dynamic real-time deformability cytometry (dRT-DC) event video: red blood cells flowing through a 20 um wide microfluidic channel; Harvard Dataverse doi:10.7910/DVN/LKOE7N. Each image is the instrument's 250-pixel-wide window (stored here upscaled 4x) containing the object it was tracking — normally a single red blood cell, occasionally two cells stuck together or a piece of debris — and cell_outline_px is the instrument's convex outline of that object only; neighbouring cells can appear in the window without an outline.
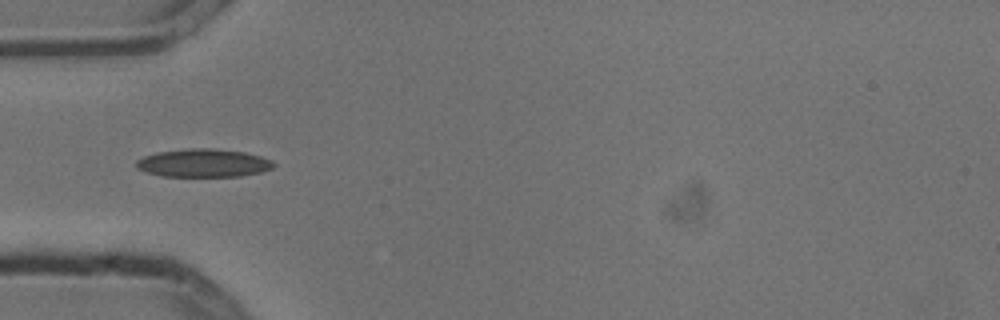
{"species": "common noctule bat (a hibernating species)", "species_latin": "Nyctalus noctula", "temperature_condition": "cold", "stored_images_in_passage": 8, "camera_frame_rate_fps": 3000, "um_per_image_px": 0.085, "animal": {"sex": "male", "body_mass_g": 13.3}, "frame": {"image": 1, "passage_image": 5, "time_ms": 1.333, "image_size_px": [1000, 320], "cell_outline_px": [[276, 164], [272, 168], [260, 172], [240, 176], [160, 176], [144, 172], [136, 168], [136, 160], [144, 156], [156, 152], [188, 148], [212, 148], [244, 152], [260, 156], [272, 160]], "centroid_in_image_um": [17.26, 13.85], "position_along_channel_um": 67.7, "area_um2": 22.66}}
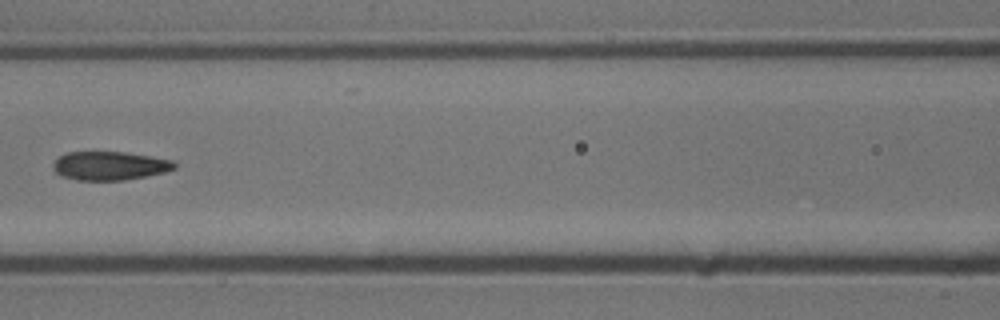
{"frame": {"image": 2, "passage_image": 7, "time_ms": 2.0, "image_size_px": [1000, 320], "cell_outline_px": [[176, 168], [164, 172], [124, 180], [76, 180], [64, 176], [56, 172], [52, 168], [52, 164], [60, 156], [68, 152], [124, 152], [152, 156], [176, 160]], "centroid_in_image_um": [9.36, 14.08], "position_along_channel_um": 157.2, "area_um2": 20.23}}
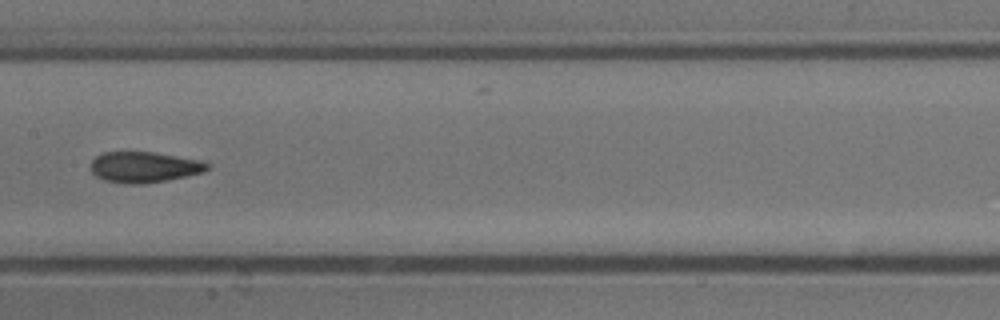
{"frame": {"image": 3, "passage_image": 8, "time_ms": 2.333, "image_size_px": [1000, 320], "cell_outline_px": [[208, 168], [204, 172], [164, 180], [140, 184], [128, 184], [104, 180], [96, 176], [92, 172], [92, 160], [96, 156], [104, 152], [152, 152], [204, 160], [208, 164]], "centroid_in_image_um": [12.26, 14.19], "position_along_channel_um": 195.1, "area_um2": 20.69}}